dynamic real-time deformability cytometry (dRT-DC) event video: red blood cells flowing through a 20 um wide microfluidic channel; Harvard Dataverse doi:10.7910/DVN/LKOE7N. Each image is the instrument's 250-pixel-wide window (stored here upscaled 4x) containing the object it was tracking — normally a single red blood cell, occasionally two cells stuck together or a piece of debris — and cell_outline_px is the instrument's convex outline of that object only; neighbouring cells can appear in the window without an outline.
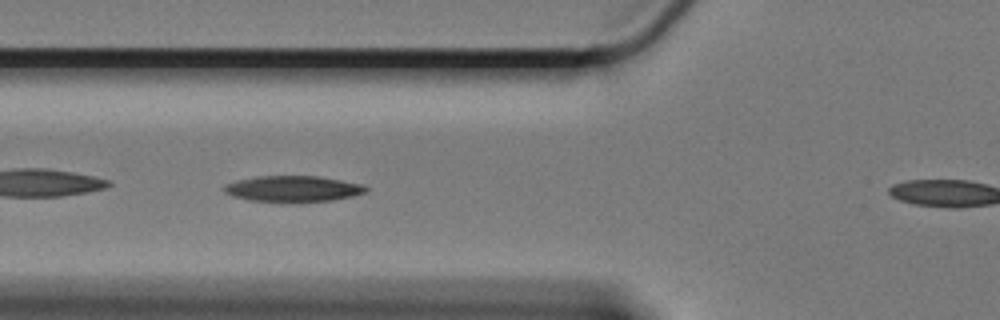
{"species": "Egyptian fruit bat (a non-hibernating species)", "species_latin": "Rousettus aegyptiacus", "temperature_condition": "cold", "stored_images_in_passage": 53, "camera_frame_rate_fps": 3000, "um_per_image_px": 0.085, "animal": {"sex": "female"}, "frame": {"image": 1, "passage_image": 15, "time_ms": 4.667, "image_size_px": [1000, 320], "cell_outline_px": [[368, 192], [352, 196], [332, 200], [300, 204], [288, 204], [248, 200], [232, 196], [224, 192], [224, 184], [236, 180], [256, 176], [316, 176], [340, 180], [360, 184], [368, 188]], "centroid_in_image_um": [24.86, 16.08], "position_along_channel_um": 100.9, "area_um2": 22.2}}
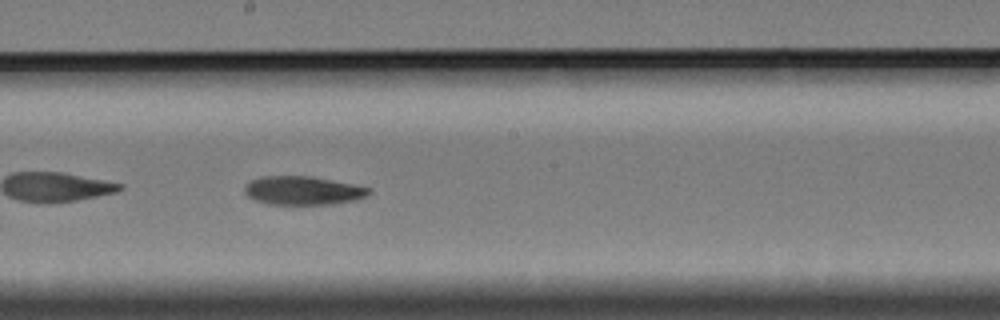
{"frame": {"image": 2, "passage_image": 26, "time_ms": 8.333, "image_size_px": [1000, 320], "cell_outline_px": [[372, 192], [368, 196], [356, 200], [332, 204], [268, 204], [256, 200], [248, 196], [244, 192], [244, 188], [252, 180], [264, 176], [308, 176], [352, 184], [372, 188]], "centroid_in_image_um": [25.79, 16.2], "position_along_channel_um": 222.4, "area_um2": 20.58}}
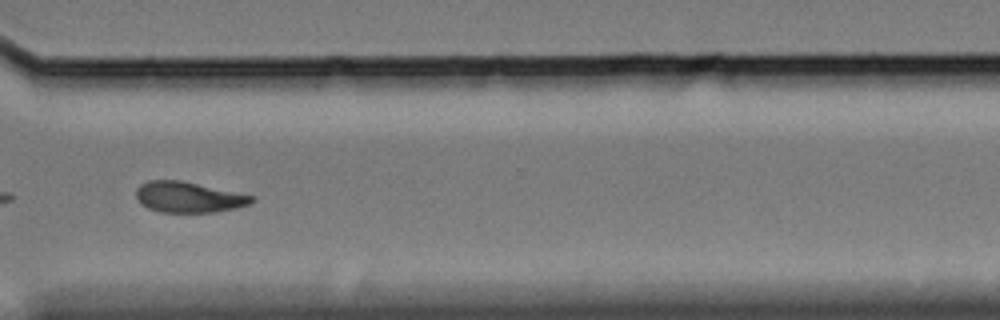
{"frame": {"image": 3, "passage_image": 38, "time_ms": 12.333, "image_size_px": [1000, 320], "cell_outline_px": [[256, 200], [248, 204], [236, 208], [216, 212], [160, 212], [148, 208], [140, 204], [136, 200], [136, 188], [140, 184], [148, 180], [180, 180], [252, 196]], "centroid_in_image_um": [15.95, 16.76], "position_along_channel_um": 354.6, "area_um2": 20.58}, "authors_computed_cell_mechanics": {"area_um2": 20.5768, "velocity_mm_per_s": 3.3075, "shape_relaxation_time_tau1_ms": null, "shape_relaxation_time_tau2_ms": 6.6887, "deformation_change_tau1": null, "deformation_change_tau2": 0.1346}}